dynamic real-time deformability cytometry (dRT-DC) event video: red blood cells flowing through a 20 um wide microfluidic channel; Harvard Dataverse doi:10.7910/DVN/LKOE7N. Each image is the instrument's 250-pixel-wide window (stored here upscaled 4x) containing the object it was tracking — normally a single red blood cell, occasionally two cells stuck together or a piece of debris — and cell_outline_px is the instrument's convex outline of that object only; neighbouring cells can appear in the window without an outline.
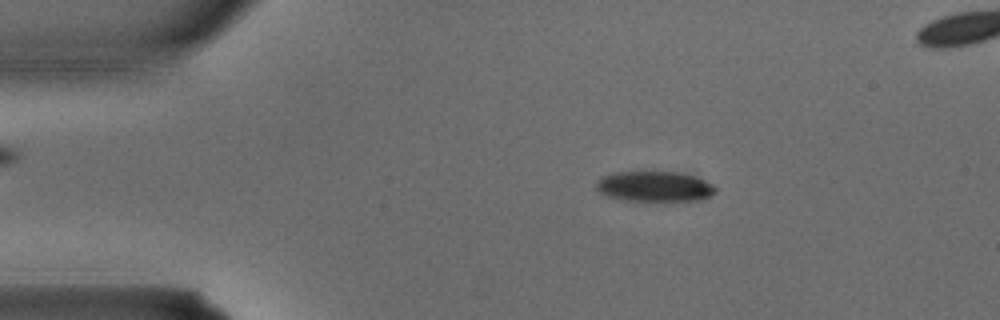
{"species": "common noctule bat (a hibernating species)", "species_latin": "Nyctalus noctula", "temperature_condition": "warm", "stored_images_in_passage": 2, "camera_frame_rate_fps": 3000, "um_per_image_px": 0.085, "animal": {"sex": "male", "body_mass_g": 15.6}, "frame": {"image": 1, "passage_image": 1, "time_ms": 0.0, "image_size_px": [1000, 320], "cell_outline_px": [[716, 192], [712, 196], [700, 200], [664, 204], [624, 200], [604, 196], [596, 188], [596, 184], [600, 176], [616, 172], [680, 172], [696, 176], [712, 184], [716, 188]], "centroid_in_image_um": [55.67, 15.9], "position_along_channel_um": 29.3, "area_um2": 22.25}}